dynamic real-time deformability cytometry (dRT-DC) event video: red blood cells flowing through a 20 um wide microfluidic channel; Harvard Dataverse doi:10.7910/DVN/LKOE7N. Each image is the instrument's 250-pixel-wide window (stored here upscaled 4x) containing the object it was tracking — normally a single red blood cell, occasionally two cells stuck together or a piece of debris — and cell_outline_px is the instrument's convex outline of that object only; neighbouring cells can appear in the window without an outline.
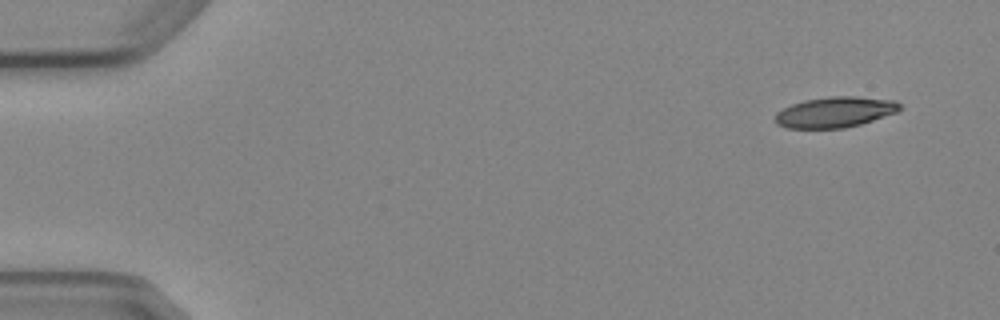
{"species": "Egyptian fruit bat (a non-hibernating species)", "species_latin": "Rousettus aegyptiacus", "temperature_condition": "cold", "stored_images_in_passage": 5, "camera_frame_rate_fps": 3000, "um_per_image_px": 0.085, "animal": {"sex": "female"}, "frame": {"image": 1, "passage_image": 1, "time_ms": 0.0, "image_size_px": [1000, 320], "cell_outline_px": [[900, 108], [896, 112], [860, 124], [844, 128], [788, 128], [776, 124], [776, 112], [792, 104], [804, 100], [832, 96], [856, 96], [896, 100], [900, 104]], "centroid_in_image_um": [70.97, 9.52], "position_along_channel_um": 14.0, "area_um2": 22.08}}
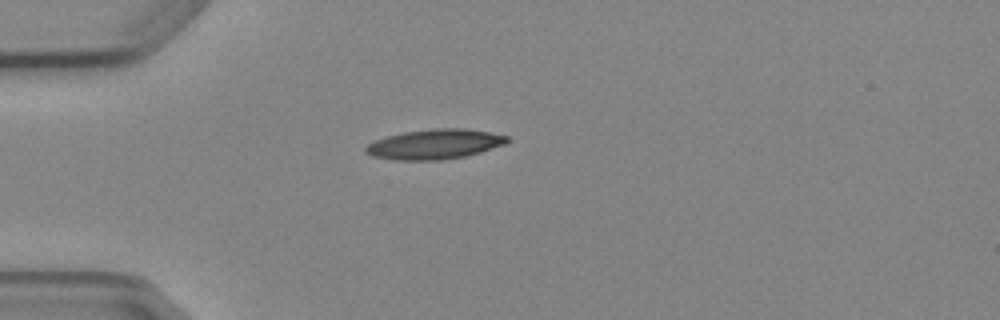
{"frame": {"image": 2, "passage_image": 4, "time_ms": 3.667, "image_size_px": [1000, 320], "cell_outline_px": [[508, 140], [504, 144], [480, 152], [464, 156], [440, 160], [396, 160], [372, 156], [364, 152], [364, 148], [368, 144], [376, 140], [388, 136], [404, 132], [436, 128], [464, 128], [488, 132], [508, 136]], "centroid_in_image_um": [36.92, 12.26], "position_along_channel_um": 48.1, "area_um2": 24.39}}